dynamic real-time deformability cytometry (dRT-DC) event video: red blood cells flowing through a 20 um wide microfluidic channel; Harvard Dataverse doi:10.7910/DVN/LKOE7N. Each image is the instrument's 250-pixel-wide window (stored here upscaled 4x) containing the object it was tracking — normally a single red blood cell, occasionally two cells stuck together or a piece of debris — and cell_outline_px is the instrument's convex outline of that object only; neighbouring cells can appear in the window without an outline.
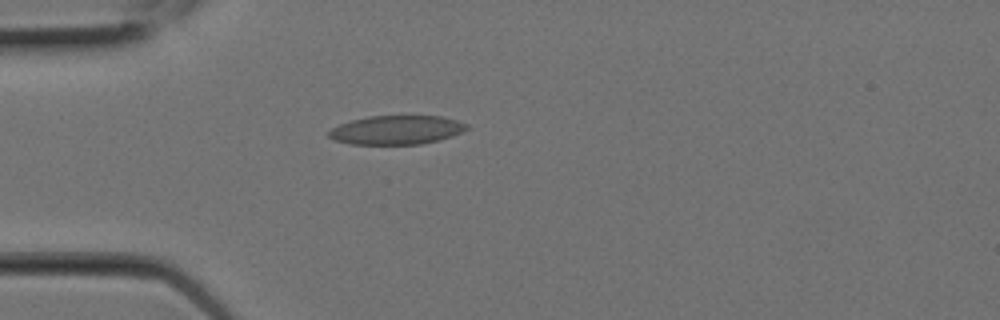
{"species": "Egyptian fruit bat (a non-hibernating species)", "species_latin": "Rousettus aegyptiacus", "temperature_condition": "room temperature", "stored_images_in_passage": 5, "camera_frame_rate_fps": 3000, "um_per_image_px": 0.085, "animal": {"sex": "female"}, "frame": {"image": 1, "passage_image": 1, "time_ms": 0.0, "image_size_px": [1000, 320], "cell_outline_px": [[468, 128], [452, 136], [440, 140], [420, 144], [348, 144], [332, 140], [328, 136], [328, 132], [332, 128], [340, 124], [352, 120], [368, 116], [440, 116], [456, 120], [468, 124]], "centroid_in_image_um": [33.67, 11.05], "position_along_channel_um": 51.3, "area_um2": 23.24}}
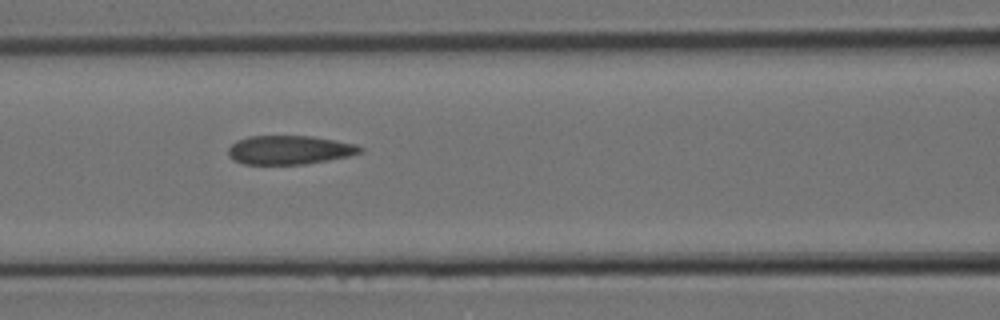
{"frame": {"image": 2, "passage_image": 4, "time_ms": 1.0, "image_size_px": [1000, 320], "cell_outline_px": [[364, 152], [348, 156], [328, 160], [304, 164], [244, 164], [232, 160], [228, 156], [228, 148], [236, 140], [248, 136], [312, 136], [336, 140], [356, 144], [364, 148]], "centroid_in_image_um": [24.6, 12.74], "position_along_channel_um": 142.0, "area_um2": 22.37}}
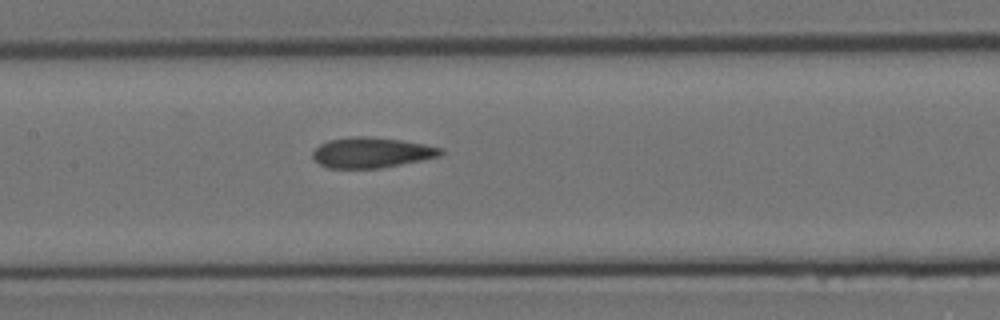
{"frame": {"image": 3, "passage_image": 5, "time_ms": 1.333, "image_size_px": [1000, 320], "cell_outline_px": [[444, 152], [440, 156], [380, 168], [328, 168], [320, 164], [312, 156], [312, 152], [320, 144], [328, 140], [352, 136], [364, 136], [400, 140], [424, 144], [444, 148]], "centroid_in_image_um": [31.58, 12.96], "position_along_channel_um": 175.8, "area_um2": 22.54}}